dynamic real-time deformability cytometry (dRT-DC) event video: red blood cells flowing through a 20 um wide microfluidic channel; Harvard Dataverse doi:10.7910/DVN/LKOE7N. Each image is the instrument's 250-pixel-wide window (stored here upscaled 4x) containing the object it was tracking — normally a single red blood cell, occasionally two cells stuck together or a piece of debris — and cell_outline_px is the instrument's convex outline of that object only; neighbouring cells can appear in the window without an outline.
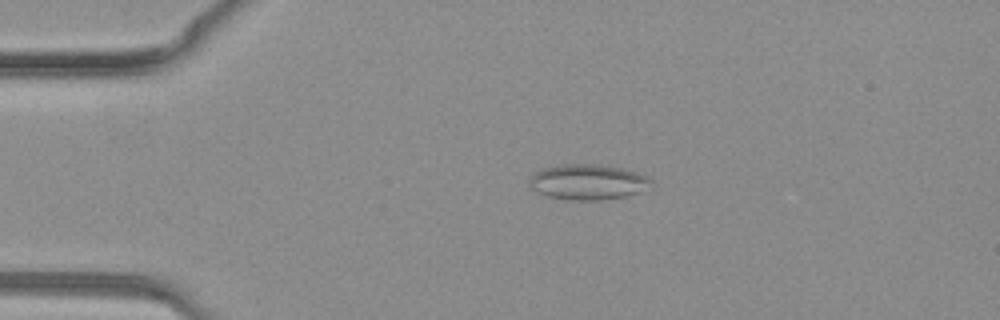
{"species": "common noctule bat (a hibernating species)", "species_latin": "Nyctalus noctula", "temperature_condition": "warm", "stored_images_in_passage": 32, "camera_frame_rate_fps": 3000, "um_per_image_px": 0.085, "animal": {"sex": "female", "body_mass_g": 19.3, "forearm_length_mm": 54.1}, "frame": {"image": 1, "passage_image": 1, "time_ms": 0.0, "image_size_px": [1000, 320], "cell_outline_px": [[652, 188], [640, 192], [624, 196], [600, 200], [568, 200], [548, 196], [536, 192], [528, 184], [528, 180], [540, 168], [564, 164], [596, 164], [620, 168], [636, 172], [648, 176], [652, 180]], "centroid_in_image_um": [49.98, 15.47], "position_along_channel_um": 35.0, "area_um2": 25.32}}
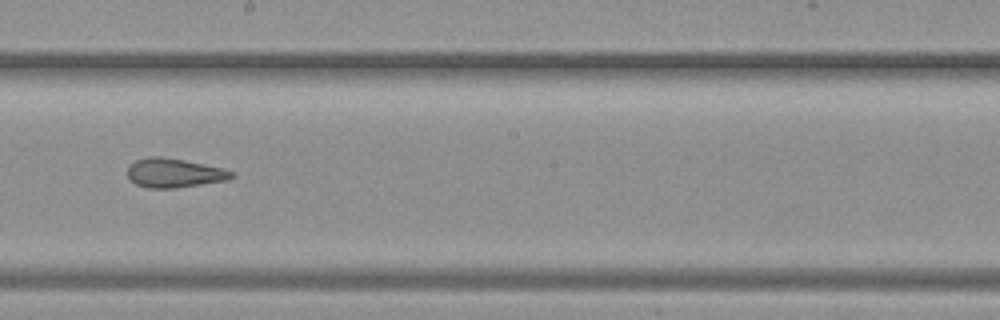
{"frame": {"image": 2, "passage_image": 15, "time_ms": 4.667, "image_size_px": [1000, 320], "cell_outline_px": [[236, 176], [228, 180], [176, 188], [148, 188], [136, 184], [128, 180], [128, 164], [136, 160], [148, 156], [160, 156], [184, 160], [220, 168], [232, 172]], "centroid_in_image_um": [14.75, 14.7], "position_along_channel_um": 233.4, "area_um2": 17.69}}
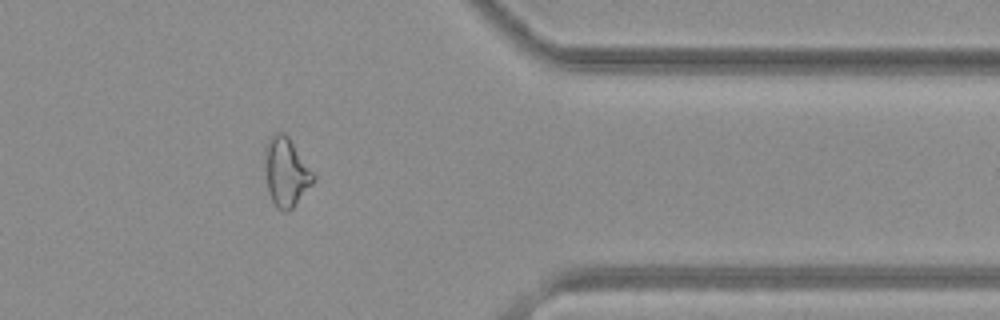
{"frame": {"image": 3, "passage_image": 25, "time_ms": 8.0, "image_size_px": [1000, 320], "cell_outline_px": [[316, 180], [292, 208], [288, 212], [284, 212], [276, 208], [268, 192], [264, 172], [264, 148], [272, 132], [284, 132], [288, 136], [316, 176]], "centroid_in_image_um": [24.29, 14.61], "position_along_channel_um": 387.1, "area_um2": 19.83}}